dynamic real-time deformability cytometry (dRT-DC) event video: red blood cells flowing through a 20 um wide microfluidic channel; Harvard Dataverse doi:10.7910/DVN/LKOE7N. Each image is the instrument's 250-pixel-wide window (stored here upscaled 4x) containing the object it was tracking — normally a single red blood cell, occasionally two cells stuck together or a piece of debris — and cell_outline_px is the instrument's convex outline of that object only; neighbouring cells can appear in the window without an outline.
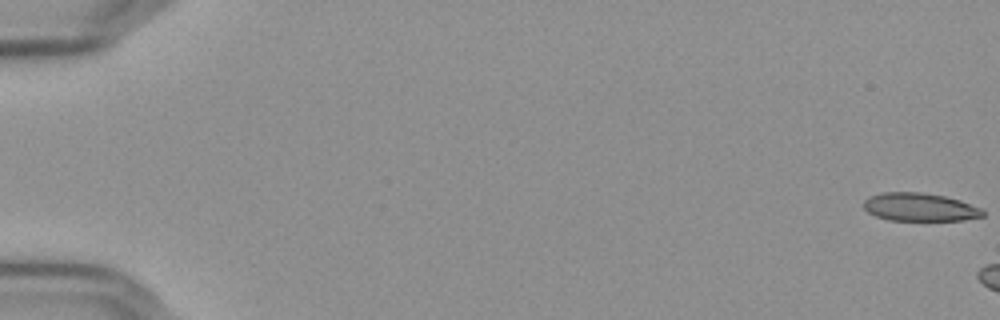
{"species": "Egyptian fruit bat (a non-hibernating species)", "species_latin": "Rousettus aegyptiacus", "temperature_condition": "cold", "stored_images_in_passage": 12, "camera_frame_rate_fps": 3000, "um_per_image_px": 0.085, "frame": {"image": 1, "passage_image": 1, "time_ms": 0.0, "image_size_px": [1000, 320], "cell_outline_px": [[984, 216], [964, 220], [888, 220], [876, 216], [868, 212], [864, 208], [864, 200], [868, 196], [884, 192], [920, 192], [944, 196], [960, 200], [984, 208]], "centroid_in_image_um": [78.2, 17.6], "position_along_channel_um": 6.8, "area_um2": 19.65}}